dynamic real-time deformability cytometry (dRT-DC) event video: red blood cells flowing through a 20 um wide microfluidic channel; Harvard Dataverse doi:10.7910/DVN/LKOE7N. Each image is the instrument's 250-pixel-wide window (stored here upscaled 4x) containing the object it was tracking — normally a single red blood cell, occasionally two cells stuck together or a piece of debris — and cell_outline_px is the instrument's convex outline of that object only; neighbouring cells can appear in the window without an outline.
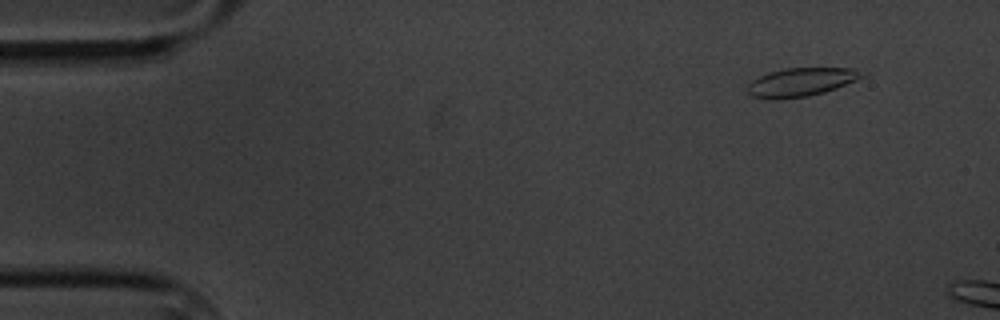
{"species": "common noctule bat (a hibernating species)", "species_latin": "Nyctalus noctula", "temperature_condition": "cold", "stored_images_in_passage": 3, "camera_frame_rate_fps": 3000, "um_per_image_px": 0.085, "animal": {"sex": "male", "body_mass_g": 20.1, "forearm_length_mm": 53.5}, "frame": {"image": 1, "passage_image": 1, "time_ms": 0.0, "image_size_px": [1000, 320], "cell_outline_px": [[868, 76], [836, 88], [824, 92], [808, 96], [776, 100], [752, 96], [748, 92], [748, 84], [752, 80], [768, 72], [784, 68], [856, 68], [868, 72]], "centroid_in_image_um": [68.16, 6.96], "position_along_channel_um": 16.8, "area_um2": 19.31}}